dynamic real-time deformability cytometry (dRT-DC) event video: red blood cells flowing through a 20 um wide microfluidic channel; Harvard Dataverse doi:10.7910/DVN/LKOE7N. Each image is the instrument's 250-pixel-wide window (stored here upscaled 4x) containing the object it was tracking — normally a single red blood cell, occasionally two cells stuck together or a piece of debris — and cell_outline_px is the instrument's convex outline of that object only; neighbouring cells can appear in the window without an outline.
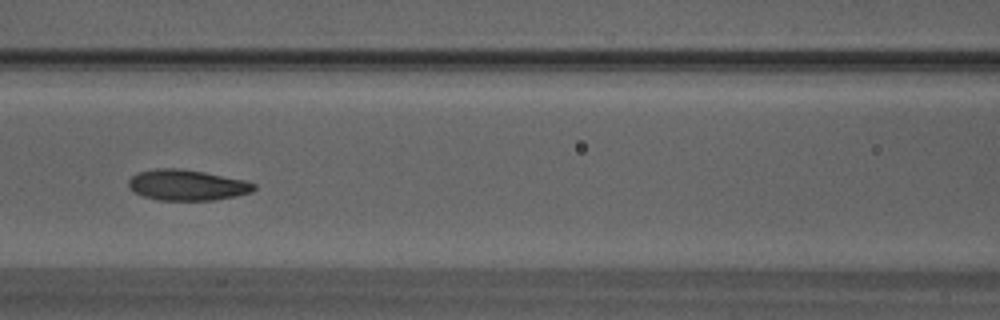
{"species": "Egyptian fruit bat (a non-hibernating species)", "species_latin": "Rousettus aegyptiacus", "temperature_condition": "warm", "stored_images_in_passage": 49, "camera_frame_rate_fps": 3000, "um_per_image_px": 0.085, "animal": {"sex": "male"}, "frame": {"image": 1, "passage_image": 21, "time_ms": 6.667, "image_size_px": [1000, 320], "cell_outline_px": [[256, 188], [252, 192], [236, 196], [216, 200], [160, 200], [144, 196], [132, 192], [128, 188], [128, 180], [132, 176], [140, 172], [156, 168], [180, 168], [204, 172], [244, 180], [256, 184]], "centroid_in_image_um": [15.89, 15.73], "position_along_channel_um": 150.7, "area_um2": 22.54}}
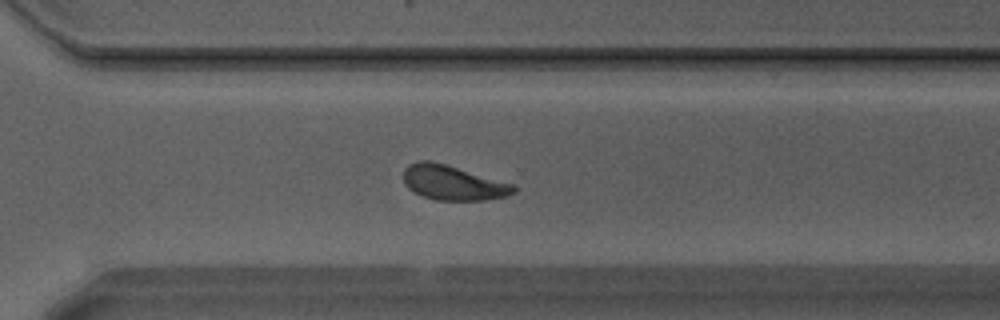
{"frame": {"image": 2, "passage_image": 34, "time_ms": 11.0, "image_size_px": [1000, 320], "cell_outline_px": [[516, 192], [508, 196], [484, 200], [436, 200], [412, 192], [404, 184], [404, 168], [408, 164], [420, 160], [428, 160], [444, 164], [512, 184], [516, 188]], "centroid_in_image_um": [38.46, 15.54], "position_along_channel_um": 332.1, "area_um2": 22.08}}
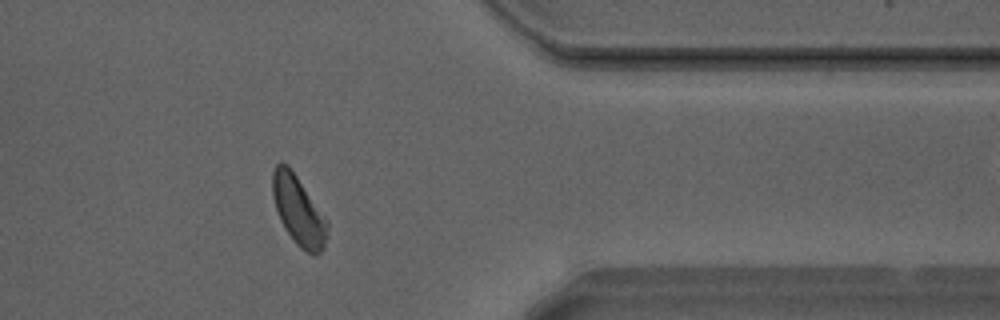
{"frame": {"image": 3, "passage_image": 39, "time_ms": 12.667, "image_size_px": [1000, 320], "cell_outline_px": [[328, 236], [324, 248], [316, 256], [312, 256], [300, 248], [296, 244], [280, 220], [272, 196], [272, 172], [276, 164], [280, 160], [288, 164], [328, 220]], "centroid_in_image_um": [25.38, 17.9], "position_along_channel_um": 386.0, "area_um2": 22.37}, "authors_computed_cell_mechanics": {"area_um2": 22.0218, "velocity_mm_per_s": 4.198, "shape_relaxation_time_tau1_ms": 3.3495, "shape_relaxation_time_tau2_ms": 2.9856, "deformation_change_tau1": 0.1298, "deformation_change_tau2": 0.0956}}